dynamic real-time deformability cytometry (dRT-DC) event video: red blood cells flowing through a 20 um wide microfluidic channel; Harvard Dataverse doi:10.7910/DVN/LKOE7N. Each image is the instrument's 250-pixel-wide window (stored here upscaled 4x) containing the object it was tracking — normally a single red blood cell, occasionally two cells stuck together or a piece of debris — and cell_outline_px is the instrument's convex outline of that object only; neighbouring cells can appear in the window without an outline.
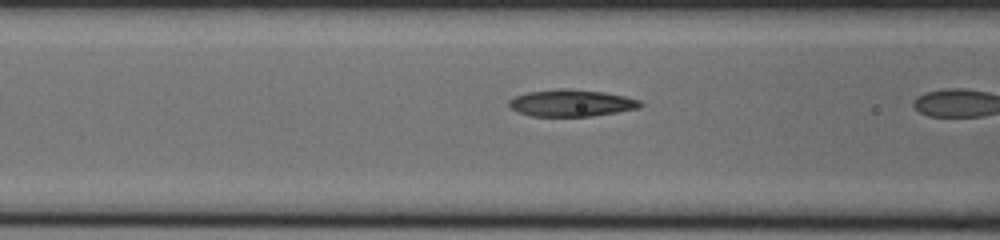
{"species": "common noctule bat (a hibernating species)", "species_latin": "Nyctalus noctula", "temperature_condition": "cold", "stored_images_in_passage": 5, "camera_frame_rate_fps": 3000, "um_per_image_px": 0.085, "animal": {"sex": "male", "body_mass_g": 20.0, "forearm_length_mm": 53.3}, "frame": {"image": 1, "passage_image": 4, "time_ms": 1.0, "image_size_px": [1000, 240], "cell_outline_px": [[644, 104], [640, 108], [592, 116], [532, 116], [516, 112], [508, 104], [508, 100], [516, 96], [528, 92], [556, 88], [564, 88], [604, 92], [624, 96], [640, 100]], "centroid_in_image_um": [48.56, 8.75], "position_along_channel_um": 118.0, "area_um2": 20.63}}